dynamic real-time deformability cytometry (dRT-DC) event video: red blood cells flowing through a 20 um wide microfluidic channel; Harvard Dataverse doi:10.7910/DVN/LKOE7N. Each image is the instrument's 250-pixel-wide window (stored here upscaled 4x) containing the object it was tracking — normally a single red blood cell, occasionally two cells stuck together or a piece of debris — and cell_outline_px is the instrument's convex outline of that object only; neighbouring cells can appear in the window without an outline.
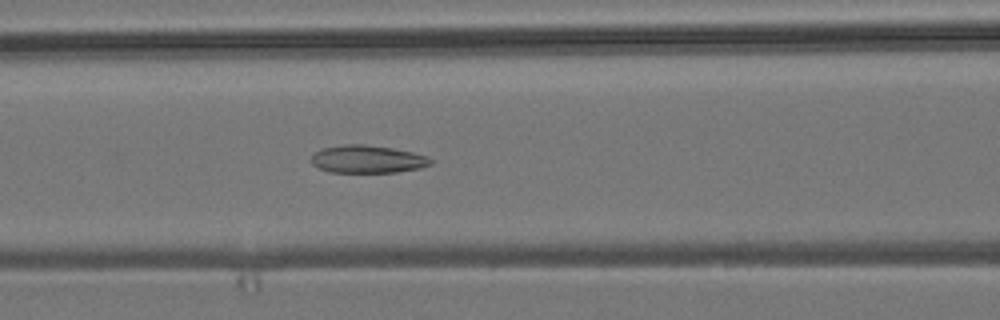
{"species": "common noctule bat (a hibernating species)", "species_latin": "Nyctalus noctula", "temperature_condition": "room temperature", "stored_images_in_passage": 53, "camera_frame_rate_fps": 3000, "um_per_image_px": 0.085, "animal": {"sex": "male", "body_mass_g": 19.2, "forearm_length_mm": 51.8}, "frame": {"image": 1, "passage_image": 22, "time_ms": 7.0, "image_size_px": [1000, 320], "cell_outline_px": [[432, 164], [420, 168], [396, 172], [328, 172], [312, 164], [312, 156], [316, 152], [324, 148], [348, 144], [364, 144], [392, 148], [412, 152], [428, 156], [432, 160]], "centroid_in_image_um": [31.27, 13.53], "position_along_channel_um": 135.3, "area_um2": 19.13}}
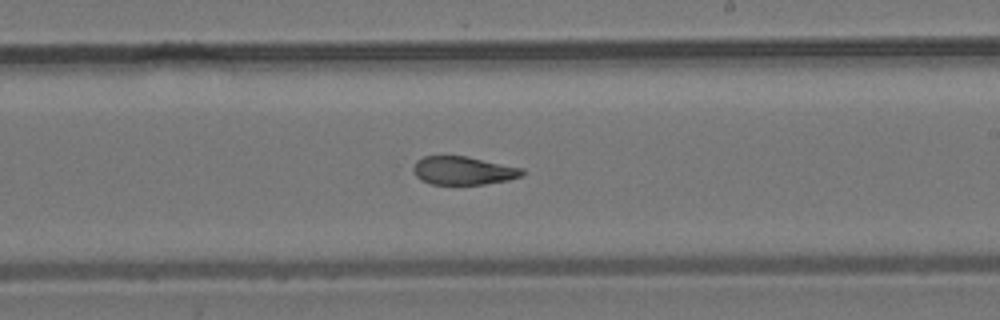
{"frame": {"image": 2, "passage_image": 31, "time_ms": 10.0, "image_size_px": [1000, 320], "cell_outline_px": [[524, 172], [520, 176], [508, 180], [484, 184], [432, 184], [420, 180], [416, 176], [412, 168], [416, 160], [424, 156], [464, 156], [524, 168]], "centroid_in_image_um": [39.35, 14.5], "position_along_channel_um": 249.7, "area_um2": 17.86}}
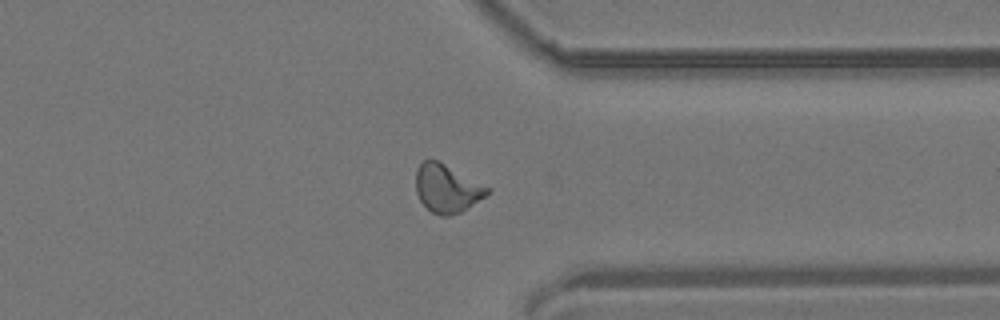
{"frame": {"image": 3, "passage_image": 41, "time_ms": 13.333, "image_size_px": [1000, 320], "cell_outline_px": [[492, 188], [484, 196], [460, 212], [448, 216], [440, 216], [432, 212], [420, 200], [416, 192], [416, 172], [420, 164], [424, 160], [436, 160]], "centroid_in_image_um": [37.98, 16.02], "position_along_channel_um": 373.4, "area_um2": 19.59}, "authors_computed_cell_mechanics": {"area_um2": 19.8254, "velocity_mm_per_s": 3.8177, "shape_relaxation_time_tau1_ms": null, "shape_relaxation_time_tau2_ms": 1.9835, "deformation_change_tau1": null, "deformation_change_tau2": 0.0817}}